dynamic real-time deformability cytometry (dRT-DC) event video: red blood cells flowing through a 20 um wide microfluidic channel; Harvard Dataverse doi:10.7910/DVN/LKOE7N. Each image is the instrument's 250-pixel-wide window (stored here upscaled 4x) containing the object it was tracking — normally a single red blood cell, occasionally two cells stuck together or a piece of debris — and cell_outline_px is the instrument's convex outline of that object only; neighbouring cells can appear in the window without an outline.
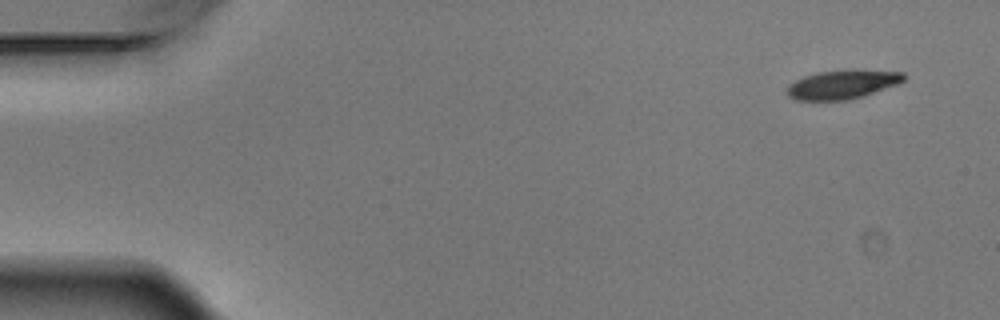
{"species": "Egyptian fruit bat (a non-hibernating species)", "species_latin": "Rousettus aegyptiacus", "temperature_condition": "warm", "stored_images_in_passage": 4, "camera_frame_rate_fps": 3000, "um_per_image_px": 0.085, "animal": {"sex": "male"}, "frame": {"image": 1, "passage_image": 1, "time_ms": 0.0, "image_size_px": [1000, 320], "cell_outline_px": [[904, 80], [900, 84], [864, 96], [848, 100], [796, 100], [788, 96], [788, 84], [804, 76], [816, 72], [852, 68], [856, 68], [904, 72]], "centroid_in_image_um": [71.66, 7.15], "position_along_channel_um": 13.3, "area_um2": 20.23}}
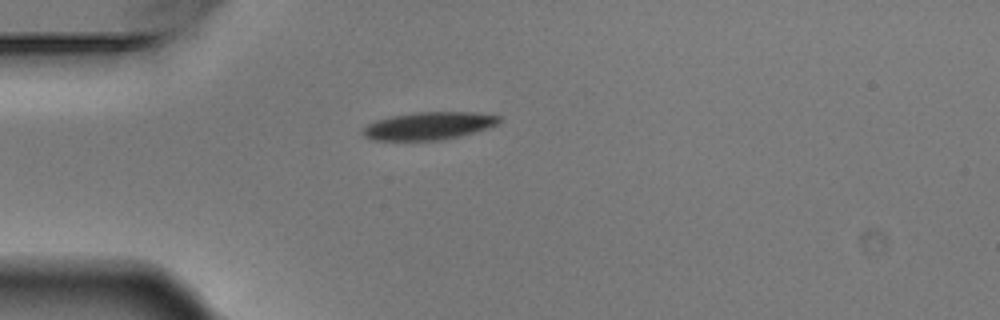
{"frame": {"image": 2, "passage_image": 4, "time_ms": 1.0, "image_size_px": [1000, 320], "cell_outline_px": [[500, 120], [496, 124], [488, 128], [476, 132], [460, 136], [440, 140], [368, 140], [360, 132], [368, 124], [376, 120], [392, 116], [420, 112], [472, 112], [500, 116]], "centroid_in_image_um": [36.42, 10.7], "position_along_channel_um": 48.6, "area_um2": 21.91}}